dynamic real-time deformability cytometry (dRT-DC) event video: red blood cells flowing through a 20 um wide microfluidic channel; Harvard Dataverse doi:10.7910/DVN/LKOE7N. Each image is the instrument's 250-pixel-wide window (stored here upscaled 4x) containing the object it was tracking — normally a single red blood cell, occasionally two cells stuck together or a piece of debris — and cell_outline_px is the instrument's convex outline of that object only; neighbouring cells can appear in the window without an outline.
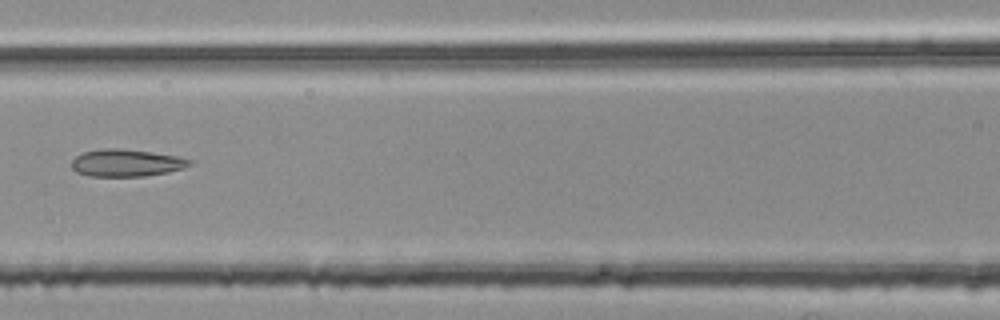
{"species": "common noctule bat (a hibernating species)", "species_latin": "Nyctalus noctula", "temperature_condition": "room temperature", "stored_images_in_passage": 6, "segment_of_instrument_passage": [2, 2], "camera_frame_rate_fps": 3000, "um_per_image_px": 0.085, "animal": {"sex": "female", "body_mass_g": 25.1}, "frame": {"image": 1, "passage_image": 6, "time_ms": 1.667, "image_size_px": [1000, 320], "cell_outline_px": [[192, 164], [184, 168], [168, 172], [144, 176], [88, 176], [76, 172], [72, 168], [72, 160], [76, 156], [84, 152], [100, 148], [120, 148], [152, 152], [176, 156], [192, 160]], "centroid_in_image_um": [10.73, 13.84], "position_along_channel_um": 155.9, "area_um2": 18.79}}